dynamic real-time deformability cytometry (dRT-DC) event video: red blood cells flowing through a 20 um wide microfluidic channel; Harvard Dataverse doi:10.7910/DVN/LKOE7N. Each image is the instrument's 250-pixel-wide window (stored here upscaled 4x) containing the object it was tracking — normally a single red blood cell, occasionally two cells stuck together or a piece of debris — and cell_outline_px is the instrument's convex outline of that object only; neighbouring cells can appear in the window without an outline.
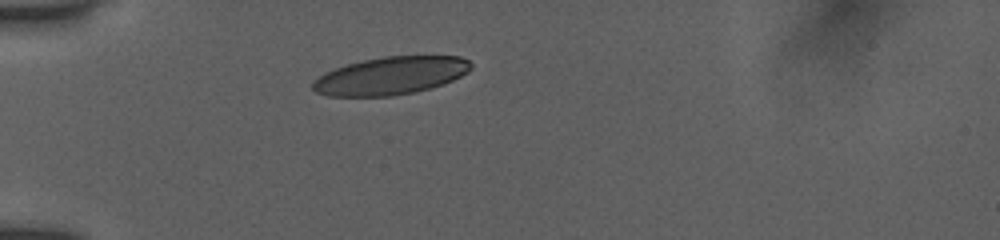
{"species": "human", "species_latin": "Homo sapiens", "temperature_condition": "room temperature", "stored_images_in_passage": 3, "camera_frame_rate_fps": 3000, "um_per_image_px": 0.085, "donor": {"sex": "female"}, "frame": {"image": 1, "passage_image": 1, "time_ms": 0.0, "image_size_px": [1000, 240], "cell_outline_px": [[472, 68], [468, 72], [452, 80], [428, 88], [412, 92], [392, 96], [328, 96], [316, 92], [312, 88], [312, 80], [324, 72], [348, 64], [364, 60], [384, 56], [460, 56], [468, 60], [472, 64]], "centroid_in_image_um": [33.17, 6.43], "position_along_channel_um": 51.8, "area_um2": 34.68}}
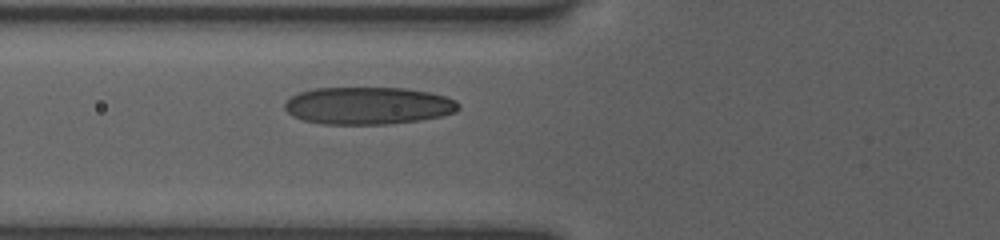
{"frame": {"image": 2, "passage_image": 3, "time_ms": 0.667, "image_size_px": [1000, 240], "cell_outline_px": [[460, 108], [456, 112], [440, 116], [416, 120], [388, 124], [324, 124], [304, 120], [292, 116], [284, 108], [284, 100], [300, 92], [316, 88], [408, 88], [428, 92], [444, 96], [456, 100], [460, 104]], "centroid_in_image_um": [31.28, 8.98], "position_along_channel_um": 94.5, "area_um2": 37.86}}